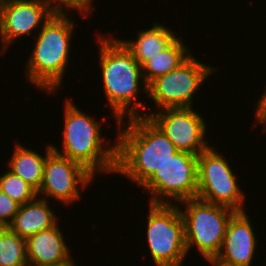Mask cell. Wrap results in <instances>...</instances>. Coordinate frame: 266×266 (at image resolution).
Masks as SVG:
<instances>
[{
    "instance_id": "obj_1",
    "label": "cell",
    "mask_w": 266,
    "mask_h": 266,
    "mask_svg": "<svg viewBox=\"0 0 266 266\" xmlns=\"http://www.w3.org/2000/svg\"><path fill=\"white\" fill-rule=\"evenodd\" d=\"M96 36L102 92L111 110L110 115H113L116 122L115 127L120 120L134 116L148 117L152 113L151 107L147 105V101L138 99L139 94L147 97V85L141 65L118 36L102 34L100 31Z\"/></svg>"
},
{
    "instance_id": "obj_2",
    "label": "cell",
    "mask_w": 266,
    "mask_h": 266,
    "mask_svg": "<svg viewBox=\"0 0 266 266\" xmlns=\"http://www.w3.org/2000/svg\"><path fill=\"white\" fill-rule=\"evenodd\" d=\"M116 129L115 174L126 177L131 184L138 185L137 187L178 152L149 117L134 116L120 120Z\"/></svg>"
},
{
    "instance_id": "obj_3",
    "label": "cell",
    "mask_w": 266,
    "mask_h": 266,
    "mask_svg": "<svg viewBox=\"0 0 266 266\" xmlns=\"http://www.w3.org/2000/svg\"><path fill=\"white\" fill-rule=\"evenodd\" d=\"M72 98L65 97L62 133V150L51 144L52 150L71 161L77 162L94 177L115 174L117 160V137L105 139L101 126L107 116L97 121L74 103ZM103 120V121H102ZM107 142H106V141ZM114 143H112V142ZM109 144L111 146H109Z\"/></svg>"
},
{
    "instance_id": "obj_4",
    "label": "cell",
    "mask_w": 266,
    "mask_h": 266,
    "mask_svg": "<svg viewBox=\"0 0 266 266\" xmlns=\"http://www.w3.org/2000/svg\"><path fill=\"white\" fill-rule=\"evenodd\" d=\"M70 15V12L56 11L42 26L40 32H36L31 53L28 60L26 58L23 74L27 83L42 92H48V95L53 93L55 96L57 90L62 88L63 77L71 63V43L78 21L72 20Z\"/></svg>"
},
{
    "instance_id": "obj_5",
    "label": "cell",
    "mask_w": 266,
    "mask_h": 266,
    "mask_svg": "<svg viewBox=\"0 0 266 266\" xmlns=\"http://www.w3.org/2000/svg\"><path fill=\"white\" fill-rule=\"evenodd\" d=\"M177 205L184 222L188 255L194 247L209 264L220 252L228 222L236 211L198 198L186 199Z\"/></svg>"
},
{
    "instance_id": "obj_6",
    "label": "cell",
    "mask_w": 266,
    "mask_h": 266,
    "mask_svg": "<svg viewBox=\"0 0 266 266\" xmlns=\"http://www.w3.org/2000/svg\"><path fill=\"white\" fill-rule=\"evenodd\" d=\"M147 204L146 239L152 263L156 266H183L188 253L184 222L178 205Z\"/></svg>"
},
{
    "instance_id": "obj_7",
    "label": "cell",
    "mask_w": 266,
    "mask_h": 266,
    "mask_svg": "<svg viewBox=\"0 0 266 266\" xmlns=\"http://www.w3.org/2000/svg\"><path fill=\"white\" fill-rule=\"evenodd\" d=\"M191 55L178 68L153 80L147 86V100L155 103L153 111L164 108L194 107V98L218 68ZM196 94V95H195Z\"/></svg>"
},
{
    "instance_id": "obj_8",
    "label": "cell",
    "mask_w": 266,
    "mask_h": 266,
    "mask_svg": "<svg viewBox=\"0 0 266 266\" xmlns=\"http://www.w3.org/2000/svg\"><path fill=\"white\" fill-rule=\"evenodd\" d=\"M222 154L218 148L210 146L198 155L197 198L234 211L248 210L249 207L245 206L247 192L238 184V174Z\"/></svg>"
},
{
    "instance_id": "obj_9",
    "label": "cell",
    "mask_w": 266,
    "mask_h": 266,
    "mask_svg": "<svg viewBox=\"0 0 266 266\" xmlns=\"http://www.w3.org/2000/svg\"><path fill=\"white\" fill-rule=\"evenodd\" d=\"M198 155L178 151L139 187L144 189L149 203L177 204L197 198ZM174 201V202H173Z\"/></svg>"
},
{
    "instance_id": "obj_10",
    "label": "cell",
    "mask_w": 266,
    "mask_h": 266,
    "mask_svg": "<svg viewBox=\"0 0 266 266\" xmlns=\"http://www.w3.org/2000/svg\"><path fill=\"white\" fill-rule=\"evenodd\" d=\"M94 179L82 165L52 150L46 157L43 181L37 196L59 201L63 206L73 205L82 199V191L89 188Z\"/></svg>"
},
{
    "instance_id": "obj_11",
    "label": "cell",
    "mask_w": 266,
    "mask_h": 266,
    "mask_svg": "<svg viewBox=\"0 0 266 266\" xmlns=\"http://www.w3.org/2000/svg\"><path fill=\"white\" fill-rule=\"evenodd\" d=\"M148 117L178 151L199 155L211 146L206 137L211 128L207 125L208 120L193 107L164 108L152 111Z\"/></svg>"
},
{
    "instance_id": "obj_12",
    "label": "cell",
    "mask_w": 266,
    "mask_h": 266,
    "mask_svg": "<svg viewBox=\"0 0 266 266\" xmlns=\"http://www.w3.org/2000/svg\"><path fill=\"white\" fill-rule=\"evenodd\" d=\"M56 11L43 0H14L0 4V54L16 41L33 37Z\"/></svg>"
},
{
    "instance_id": "obj_13",
    "label": "cell",
    "mask_w": 266,
    "mask_h": 266,
    "mask_svg": "<svg viewBox=\"0 0 266 266\" xmlns=\"http://www.w3.org/2000/svg\"><path fill=\"white\" fill-rule=\"evenodd\" d=\"M246 211H236L231 216L220 252L209 266H251L254 263L259 241Z\"/></svg>"
},
{
    "instance_id": "obj_14",
    "label": "cell",
    "mask_w": 266,
    "mask_h": 266,
    "mask_svg": "<svg viewBox=\"0 0 266 266\" xmlns=\"http://www.w3.org/2000/svg\"><path fill=\"white\" fill-rule=\"evenodd\" d=\"M58 225L59 222L26 239L29 266L59 264L72 258L70 246L67 245L69 242L63 234L65 232Z\"/></svg>"
},
{
    "instance_id": "obj_15",
    "label": "cell",
    "mask_w": 266,
    "mask_h": 266,
    "mask_svg": "<svg viewBox=\"0 0 266 266\" xmlns=\"http://www.w3.org/2000/svg\"><path fill=\"white\" fill-rule=\"evenodd\" d=\"M48 200L36 196L20 205L19 211L8 228L20 237L27 239L33 234L55 226L60 220Z\"/></svg>"
},
{
    "instance_id": "obj_16",
    "label": "cell",
    "mask_w": 266,
    "mask_h": 266,
    "mask_svg": "<svg viewBox=\"0 0 266 266\" xmlns=\"http://www.w3.org/2000/svg\"><path fill=\"white\" fill-rule=\"evenodd\" d=\"M151 28L137 30L136 39L118 38L142 66L152 56L166 49L177 37L176 31L162 23L153 22Z\"/></svg>"
},
{
    "instance_id": "obj_17",
    "label": "cell",
    "mask_w": 266,
    "mask_h": 266,
    "mask_svg": "<svg viewBox=\"0 0 266 266\" xmlns=\"http://www.w3.org/2000/svg\"><path fill=\"white\" fill-rule=\"evenodd\" d=\"M14 150L9 161H6L8 170L21 177L36 192L39 191L43 181L44 164L47 155L52 151L51 143L45 146V154L26 147L19 141H15Z\"/></svg>"
},
{
    "instance_id": "obj_18",
    "label": "cell",
    "mask_w": 266,
    "mask_h": 266,
    "mask_svg": "<svg viewBox=\"0 0 266 266\" xmlns=\"http://www.w3.org/2000/svg\"><path fill=\"white\" fill-rule=\"evenodd\" d=\"M187 46L184 39L178 36L166 49L146 61L141 66L146 85L148 86L156 78L169 73L185 62L193 54Z\"/></svg>"
},
{
    "instance_id": "obj_19",
    "label": "cell",
    "mask_w": 266,
    "mask_h": 266,
    "mask_svg": "<svg viewBox=\"0 0 266 266\" xmlns=\"http://www.w3.org/2000/svg\"><path fill=\"white\" fill-rule=\"evenodd\" d=\"M0 266H29L26 239L8 227L0 228Z\"/></svg>"
},
{
    "instance_id": "obj_20",
    "label": "cell",
    "mask_w": 266,
    "mask_h": 266,
    "mask_svg": "<svg viewBox=\"0 0 266 266\" xmlns=\"http://www.w3.org/2000/svg\"><path fill=\"white\" fill-rule=\"evenodd\" d=\"M0 190L20 205L33 200L37 196V192L30 185L10 170L1 174Z\"/></svg>"
},
{
    "instance_id": "obj_21",
    "label": "cell",
    "mask_w": 266,
    "mask_h": 266,
    "mask_svg": "<svg viewBox=\"0 0 266 266\" xmlns=\"http://www.w3.org/2000/svg\"><path fill=\"white\" fill-rule=\"evenodd\" d=\"M48 3L57 12H71L77 11V15H82L81 17L89 18L88 16H93L95 7L93 2L95 0H43ZM79 12V13H78Z\"/></svg>"
},
{
    "instance_id": "obj_22",
    "label": "cell",
    "mask_w": 266,
    "mask_h": 266,
    "mask_svg": "<svg viewBox=\"0 0 266 266\" xmlns=\"http://www.w3.org/2000/svg\"><path fill=\"white\" fill-rule=\"evenodd\" d=\"M19 208V203L0 190V228L11 224Z\"/></svg>"
},
{
    "instance_id": "obj_23",
    "label": "cell",
    "mask_w": 266,
    "mask_h": 266,
    "mask_svg": "<svg viewBox=\"0 0 266 266\" xmlns=\"http://www.w3.org/2000/svg\"><path fill=\"white\" fill-rule=\"evenodd\" d=\"M252 129L259 127L258 125H263L260 131H263V133L266 132V106L256 115L254 116Z\"/></svg>"
},
{
    "instance_id": "obj_24",
    "label": "cell",
    "mask_w": 266,
    "mask_h": 266,
    "mask_svg": "<svg viewBox=\"0 0 266 266\" xmlns=\"http://www.w3.org/2000/svg\"><path fill=\"white\" fill-rule=\"evenodd\" d=\"M263 89H264V91H262L263 93L260 95V97L256 101L257 105L255 106V110H254L255 116L266 106V86Z\"/></svg>"
},
{
    "instance_id": "obj_25",
    "label": "cell",
    "mask_w": 266,
    "mask_h": 266,
    "mask_svg": "<svg viewBox=\"0 0 266 266\" xmlns=\"http://www.w3.org/2000/svg\"><path fill=\"white\" fill-rule=\"evenodd\" d=\"M73 257L70 260H67L65 262L59 263V264H53V265H45V266H78L76 261H74ZM76 263V264H75Z\"/></svg>"
},
{
    "instance_id": "obj_26",
    "label": "cell",
    "mask_w": 266,
    "mask_h": 266,
    "mask_svg": "<svg viewBox=\"0 0 266 266\" xmlns=\"http://www.w3.org/2000/svg\"><path fill=\"white\" fill-rule=\"evenodd\" d=\"M10 1H14V0H0V4L6 3V2H10Z\"/></svg>"
}]
</instances>
